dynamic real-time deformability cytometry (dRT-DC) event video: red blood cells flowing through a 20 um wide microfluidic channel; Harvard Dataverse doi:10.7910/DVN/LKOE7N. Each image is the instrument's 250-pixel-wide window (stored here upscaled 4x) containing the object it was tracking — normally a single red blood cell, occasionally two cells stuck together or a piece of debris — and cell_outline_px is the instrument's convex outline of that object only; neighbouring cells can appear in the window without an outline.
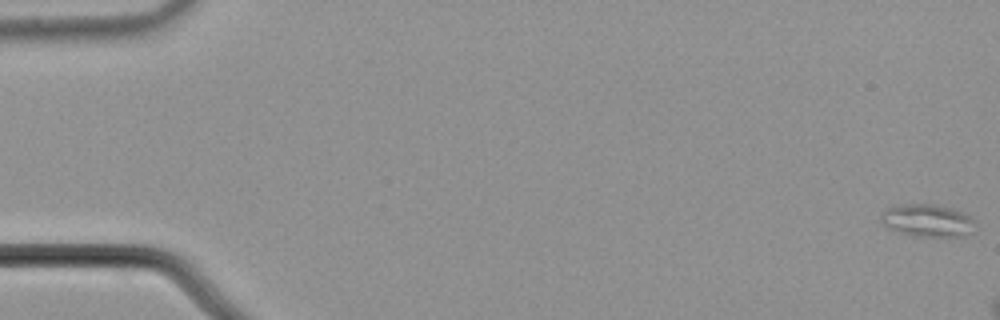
{"species": "common noctule bat (a hibernating species)", "species_latin": "Nyctalus noctula", "temperature_condition": "cold", "stored_images_in_passage": 12, "camera_frame_rate_fps": 3000, "um_per_image_px": 0.085, "animal": {"sex": "male", "body_mass_g": 21.5, "forearm_length_mm": 52.0}, "frame": {"image": 1, "passage_image": 1, "time_ms": 0.0, "image_size_px": [1000, 320], "cell_outline_px": [[976, 232], [964, 236], [912, 236], [888, 228], [880, 220], [880, 216], [888, 208], [904, 204], [936, 204], [952, 208], [964, 212], [972, 220]], "centroid_in_image_um": [78.86, 18.75], "position_along_channel_um": 6.1, "area_um2": 17.86}}